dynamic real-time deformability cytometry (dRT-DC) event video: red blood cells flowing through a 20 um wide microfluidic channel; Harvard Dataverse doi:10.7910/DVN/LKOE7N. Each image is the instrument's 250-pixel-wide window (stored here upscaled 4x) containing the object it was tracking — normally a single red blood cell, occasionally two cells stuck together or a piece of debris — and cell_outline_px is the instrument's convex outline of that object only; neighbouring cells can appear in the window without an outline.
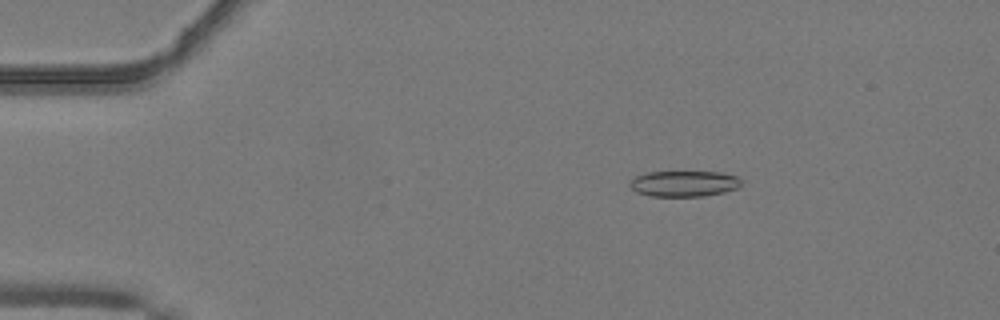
{"species": "common noctule bat (a hibernating species)", "species_latin": "Nyctalus noctula", "temperature_condition": "warm", "stored_images_in_passage": 51, "camera_frame_rate_fps": 3000, "um_per_image_px": 0.085, "animal": {"sex": "male", "body_mass_g": 19.2, "forearm_length_mm": 51.8}, "frame": {"image": 1, "passage_image": 9, "time_ms": 2.667, "image_size_px": [1000, 320], "cell_outline_px": [[740, 184], [736, 188], [724, 192], [704, 196], [648, 196], [636, 192], [628, 184], [636, 176], [644, 172], [724, 172], [736, 176], [740, 180]], "centroid_in_image_um": [58.11, 15.6], "position_along_channel_um": 26.9, "area_um2": 16.76}}
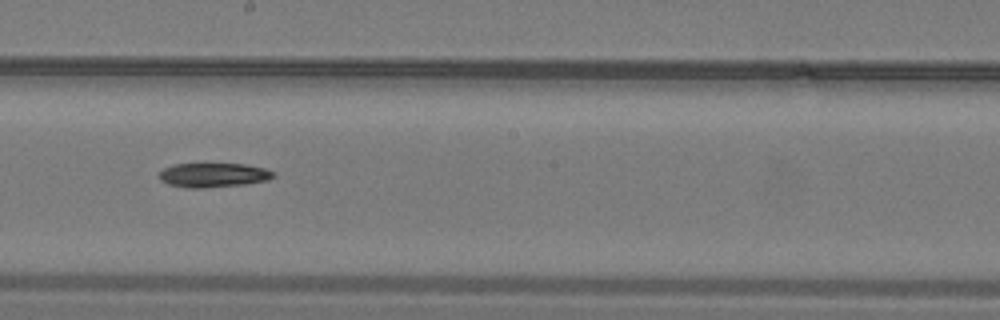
{"frame": {"image": 2, "passage_image": 29, "time_ms": 9.333, "image_size_px": [1000, 320], "cell_outline_px": [[276, 176], [268, 180], [244, 184], [200, 188], [188, 188], [168, 184], [160, 180], [160, 172], [164, 168], [172, 164], [244, 164], [264, 168], [276, 172]], "centroid_in_image_um": [18.15, 14.88], "position_along_channel_um": 230.0, "area_um2": 16.13}}
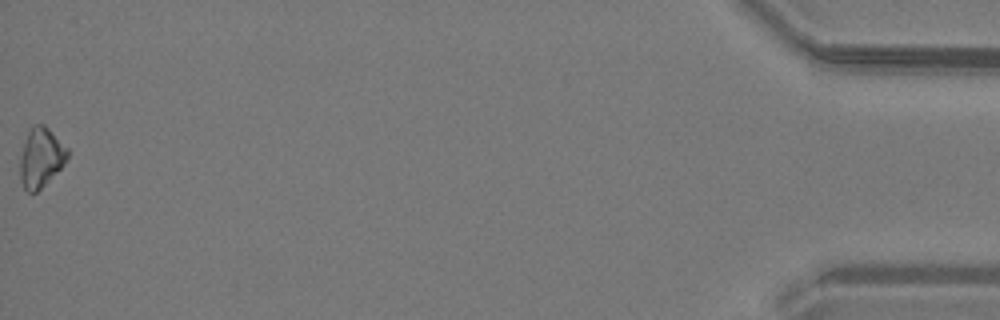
{"frame": {"image": 3, "passage_image": 51, "time_ms": 16.667, "image_size_px": [1000, 320], "cell_outline_px": [[68, 156], [64, 164], [36, 192], [28, 192], [24, 188], [20, 180], [20, 156], [28, 132], [36, 124], [44, 124], [68, 148]], "centroid_in_image_um": [3.47, 13.39], "position_along_channel_um": 431.7, "area_um2": 16.07}, "authors_computed_cell_mechanics": {"area_um2": 16.5886, "velocity_mm_per_s": 4.1103, "shape_relaxation_time_tau1_ms": 5.1135, "shape_relaxation_time_tau2_ms": null, "deformation_change_tau1": 0.1073, "deformation_change_tau2": null}}